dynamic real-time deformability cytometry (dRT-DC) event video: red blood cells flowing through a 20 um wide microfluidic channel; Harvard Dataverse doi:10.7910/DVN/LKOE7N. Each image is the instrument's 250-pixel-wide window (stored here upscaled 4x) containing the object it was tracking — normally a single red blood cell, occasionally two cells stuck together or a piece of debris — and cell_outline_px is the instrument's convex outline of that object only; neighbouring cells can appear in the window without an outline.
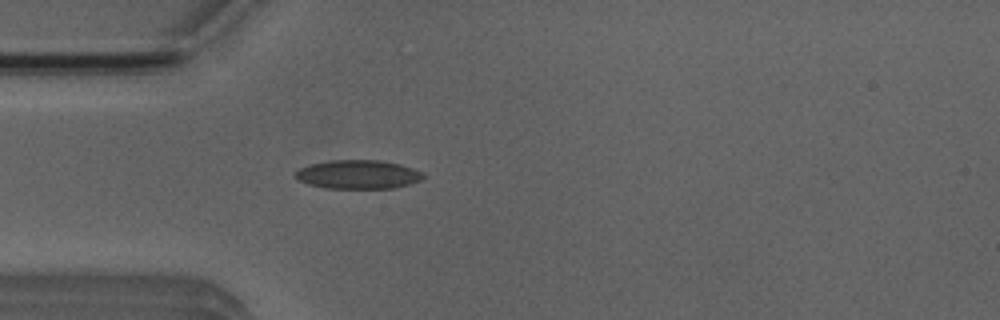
{"species": "Egyptian fruit bat (a non-hibernating species)", "species_latin": "Rousettus aegyptiacus", "temperature_condition": "room temperature", "stored_images_in_passage": 43, "camera_frame_rate_fps": 3000, "um_per_image_px": 0.085, "animal": {"sex": "male"}, "frame": {"image": 1, "passage_image": 9, "time_ms": 2.667, "image_size_px": [1000, 320], "cell_outline_px": [[424, 176], [420, 180], [408, 184], [392, 188], [324, 188], [308, 184], [300, 180], [296, 176], [296, 172], [300, 168], [312, 164], [332, 160], [380, 160], [400, 164], [424, 172]], "centroid_in_image_um": [30.46, 14.82], "position_along_channel_um": 54.5, "area_um2": 21.21}}
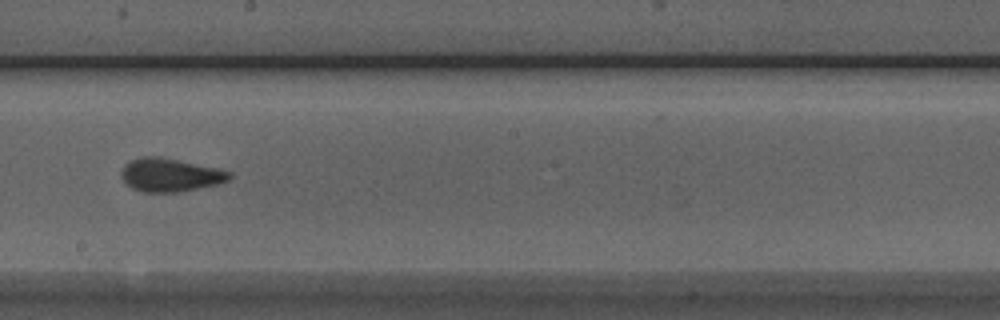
{"frame": {"image": 2, "passage_image": 23, "time_ms": 7.333, "image_size_px": [1000, 320], "cell_outline_px": [[232, 176], [228, 180], [220, 184], [180, 192], [144, 192], [132, 188], [120, 176], [120, 172], [124, 164], [140, 156], [160, 156], [220, 168], [232, 172]], "centroid_in_image_um": [14.49, 14.86], "position_along_channel_um": 233.7, "area_um2": 21.33}}
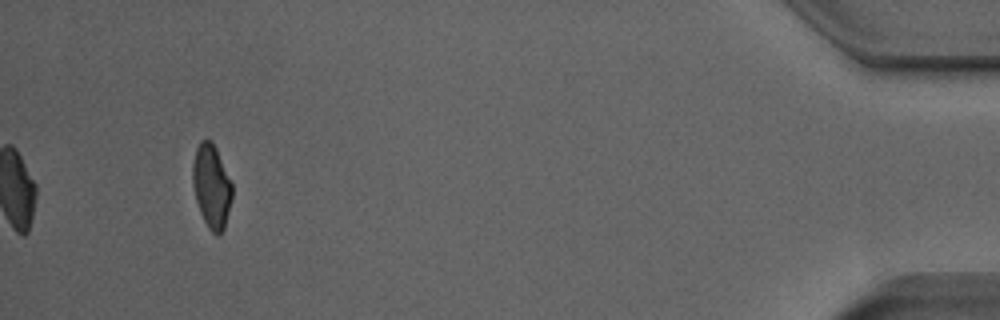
{"frame": {"image": 3, "passage_image": 43, "time_ms": 14.0, "image_size_px": [1000, 320], "cell_outline_px": [[232, 196], [224, 228], [220, 236], [216, 236], [208, 228], [200, 212], [196, 200], [192, 184], [192, 164], [196, 148], [200, 140], [212, 140], [216, 148], [232, 184]], "centroid_in_image_um": [17.96, 15.83], "position_along_channel_um": 417.2, "area_um2": 19.25}, "authors_computed_cell_mechanics": {"area_um2": 20.519, "velocity_mm_per_s": 3.9329, "shape_relaxation_time_tau1_ms": 5.7657, "shape_relaxation_time_tau2_ms": 1.5375, "deformation_change_tau1": 0.1638, "deformation_change_tau2": 0.0703}}